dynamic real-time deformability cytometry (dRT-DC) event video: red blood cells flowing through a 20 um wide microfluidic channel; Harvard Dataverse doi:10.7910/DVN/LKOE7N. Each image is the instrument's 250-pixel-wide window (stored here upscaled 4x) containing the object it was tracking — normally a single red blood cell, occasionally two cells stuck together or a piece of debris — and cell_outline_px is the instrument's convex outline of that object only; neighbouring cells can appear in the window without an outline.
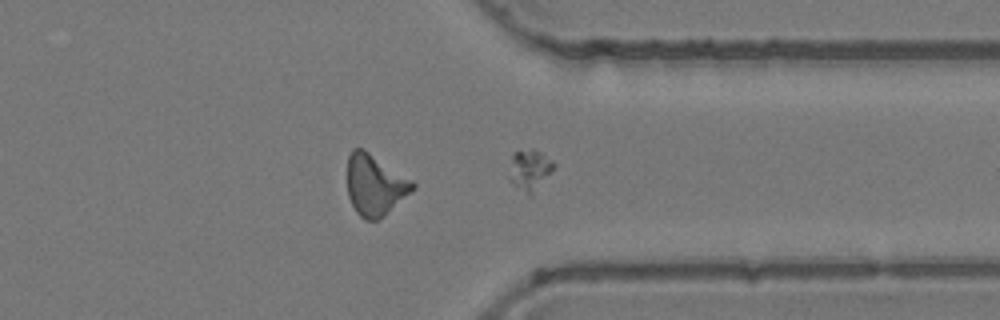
{"species": "common noctule bat (a hibernating species)", "species_latin": "Nyctalus noctula", "temperature_condition": "room temperature", "stored_images_in_passage": 33, "segment_of_instrument_passage": [2, 2], "camera_frame_rate_fps": 3000, "um_per_image_px": 0.085, "animal": {"sex": "female", "body_mass_g": 24.6, "forearm_length_mm": 56.2}, "frame": {"image": 1, "passage_image": 33, "time_ms": 10.667, "image_size_px": [1000, 320], "cell_outline_px": [[556, 164], [552, 172], [532, 196], [528, 196], [512, 184], [508, 180], [512, 152], [532, 148], [540, 152], [552, 160]], "centroid_in_image_um": [45.02, 14.47], "position_along_channel_um": 366.4, "area_um2": 10.98}}